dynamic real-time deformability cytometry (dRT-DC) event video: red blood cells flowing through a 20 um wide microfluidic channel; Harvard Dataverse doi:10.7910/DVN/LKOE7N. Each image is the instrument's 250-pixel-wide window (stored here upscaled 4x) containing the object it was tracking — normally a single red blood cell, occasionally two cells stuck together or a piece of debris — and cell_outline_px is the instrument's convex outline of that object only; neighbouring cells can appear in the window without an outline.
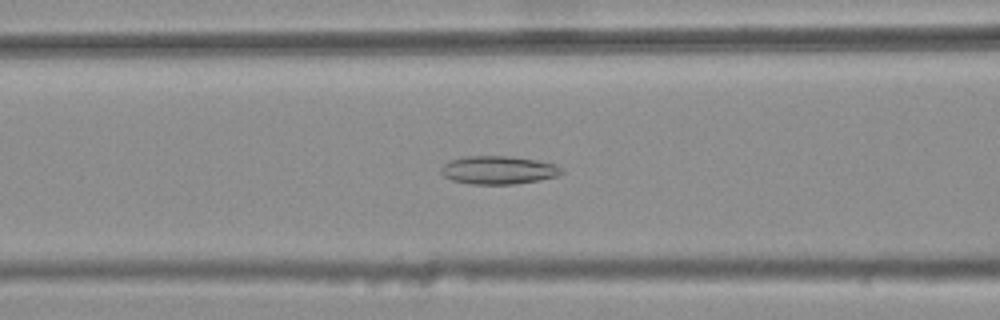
{"species": "common noctule bat (a hibernating species)", "species_latin": "Nyctalus noctula", "temperature_condition": "warm", "stored_images_in_passage": 35, "camera_frame_rate_fps": 3000, "um_per_image_px": 0.085, "animal": {"sex": "female", "body_mass_g": 25.1}, "frame": {"image": 1, "passage_image": 10, "time_ms": 3.0, "image_size_px": [1000, 320], "cell_outline_px": [[564, 172], [556, 176], [540, 180], [512, 184], [472, 184], [452, 180], [444, 176], [440, 172], [440, 168], [448, 160], [464, 156], [508, 156], [536, 160], [556, 164], [564, 168]], "centroid_in_image_um": [42.36, 14.45], "position_along_channel_um": 124.2, "area_um2": 19.94}}
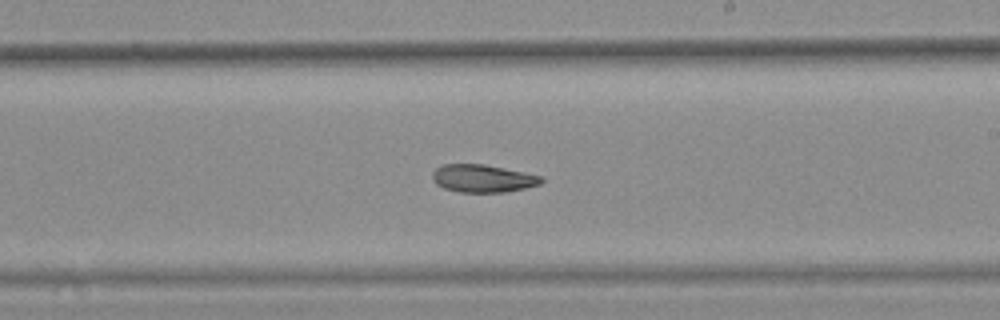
{"frame": {"image": 2, "passage_image": 20, "time_ms": 6.333, "image_size_px": [1000, 320], "cell_outline_px": [[544, 180], [540, 184], [524, 188], [504, 192], [460, 192], [444, 188], [436, 184], [432, 180], [432, 172], [436, 168], [444, 164], [484, 164], [544, 176]], "centroid_in_image_um": [41.03, 15.16], "position_along_channel_um": 248.0, "area_um2": 17.63}}
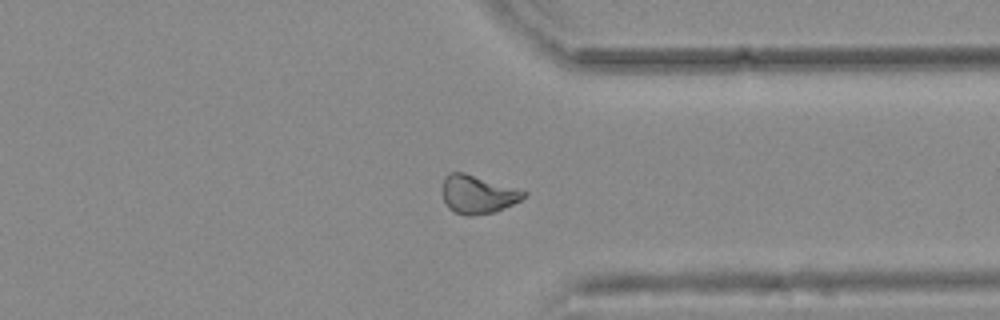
{"frame": {"image": 3, "passage_image": 30, "time_ms": 9.667, "image_size_px": [1000, 320], "cell_outline_px": [[528, 192], [520, 200], [496, 212], [472, 216], [468, 216], [456, 212], [448, 208], [444, 200], [444, 176], [452, 172], [464, 172]], "centroid_in_image_um": [40.61, 16.53], "position_along_channel_um": 370.8, "area_um2": 17.86}, "authors_computed_cell_mechanics": {"area_um2": 18.3804, "velocity_mm_per_s": 3.7206, "shape_relaxation_time_tau1_ms": null, "shape_relaxation_time_tau2_ms": 7.529, "deformation_change_tau1": null, "deformation_change_tau2": 0.1436}}